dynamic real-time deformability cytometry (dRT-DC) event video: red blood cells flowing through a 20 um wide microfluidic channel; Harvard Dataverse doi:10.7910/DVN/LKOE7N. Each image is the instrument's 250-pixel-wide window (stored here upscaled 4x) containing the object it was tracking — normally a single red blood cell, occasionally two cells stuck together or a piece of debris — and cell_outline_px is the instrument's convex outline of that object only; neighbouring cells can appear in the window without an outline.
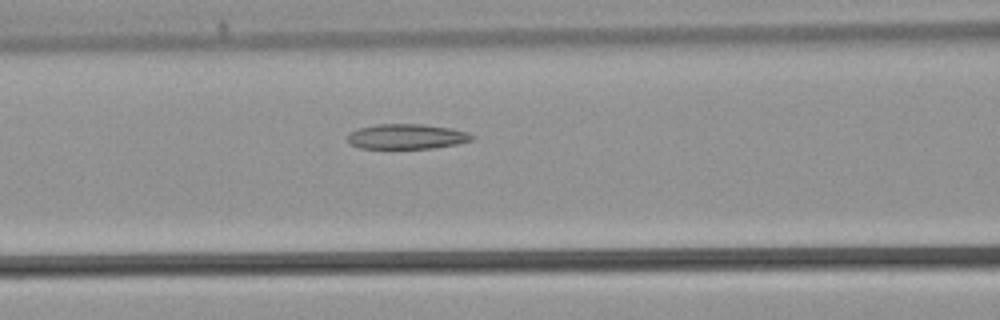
{"species": "common noctule bat (a hibernating species)", "species_latin": "Nyctalus noctula", "temperature_condition": "warm", "stored_images_in_passage": 21, "camera_frame_rate_fps": 3000, "um_per_image_px": 0.085, "animal": {"sex": "male", "body_mass_g": 21.5, "forearm_length_mm": 52.0}, "frame": {"image": 1, "passage_image": 5, "time_ms": 1.333, "image_size_px": [1000, 320], "cell_outline_px": [[476, 136], [472, 140], [456, 144], [432, 148], [360, 148], [348, 144], [348, 132], [360, 128], [376, 124], [424, 124], [452, 128], [468, 132]], "centroid_in_image_um": [34.57, 11.6], "position_along_channel_um": 132.0, "area_um2": 18.26}}
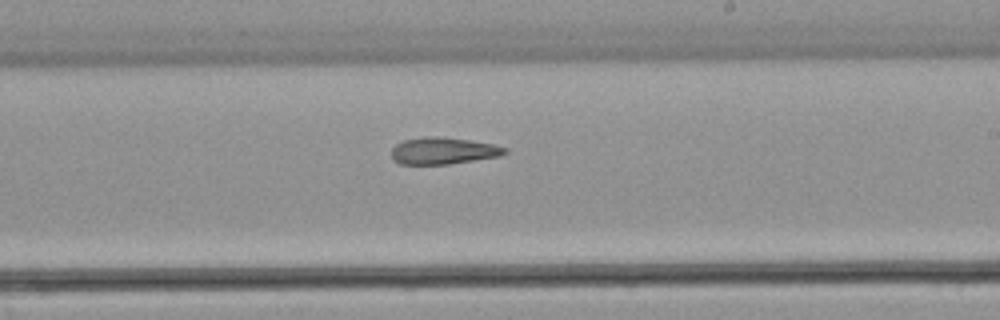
{"frame": {"image": 2, "passage_image": 12, "time_ms": 3.667, "image_size_px": [1000, 320], "cell_outline_px": [[508, 152], [500, 156], [448, 164], [400, 164], [392, 160], [392, 148], [396, 144], [404, 140], [424, 136], [436, 136], [468, 140], [492, 144], [508, 148]], "centroid_in_image_um": [37.66, 12.82], "position_along_channel_um": 251.3, "area_um2": 17.69}}
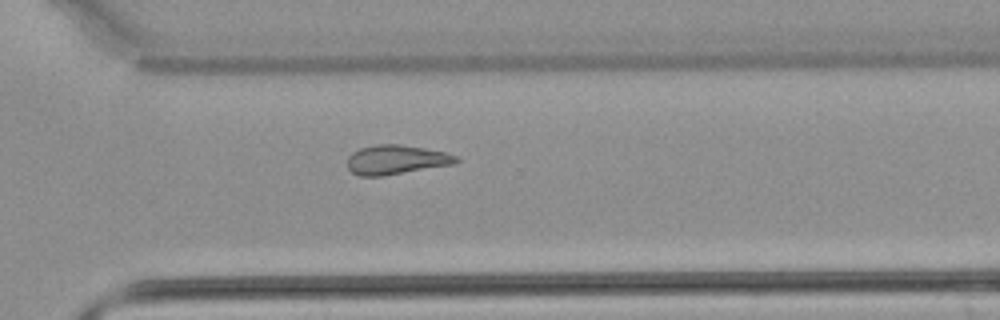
{"frame": {"image": 3, "passage_image": 17, "time_ms": 5.333, "image_size_px": [1000, 320], "cell_outline_px": [[460, 160], [452, 164], [380, 176], [360, 176], [352, 172], [348, 168], [348, 156], [352, 152], [360, 148], [376, 144], [400, 144], [424, 148], [444, 152], [460, 156]], "centroid_in_image_um": [33.66, 13.56], "position_along_channel_um": 336.9, "area_um2": 18.44}}